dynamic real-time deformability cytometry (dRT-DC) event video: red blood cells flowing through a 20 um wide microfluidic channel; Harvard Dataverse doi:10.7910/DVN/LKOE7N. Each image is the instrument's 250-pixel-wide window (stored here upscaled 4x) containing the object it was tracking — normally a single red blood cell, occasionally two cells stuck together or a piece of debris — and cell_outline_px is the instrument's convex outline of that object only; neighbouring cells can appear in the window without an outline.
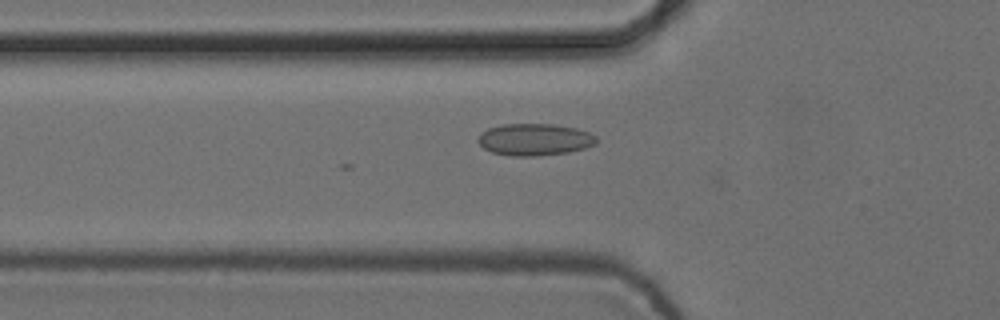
{"species": "common noctule bat (a hibernating species)", "species_latin": "Nyctalus noctula", "temperature_condition": "cold", "stored_images_in_passage": 7, "camera_frame_rate_fps": 3000, "um_per_image_px": 0.085, "animal": {"sex": "female", "body_mass_g": 24.6, "forearm_length_mm": 56.2}, "frame": {"image": 1, "passage_image": 7, "time_ms": 2.0, "image_size_px": [1000, 320], "cell_outline_px": [[600, 140], [596, 144], [584, 148], [568, 152], [536, 156], [512, 156], [492, 152], [484, 148], [476, 140], [488, 128], [504, 124], [552, 124], [576, 128], [588, 132], [596, 136]], "centroid_in_image_um": [45.48, 11.86], "position_along_channel_um": 80.3, "area_um2": 21.96}}